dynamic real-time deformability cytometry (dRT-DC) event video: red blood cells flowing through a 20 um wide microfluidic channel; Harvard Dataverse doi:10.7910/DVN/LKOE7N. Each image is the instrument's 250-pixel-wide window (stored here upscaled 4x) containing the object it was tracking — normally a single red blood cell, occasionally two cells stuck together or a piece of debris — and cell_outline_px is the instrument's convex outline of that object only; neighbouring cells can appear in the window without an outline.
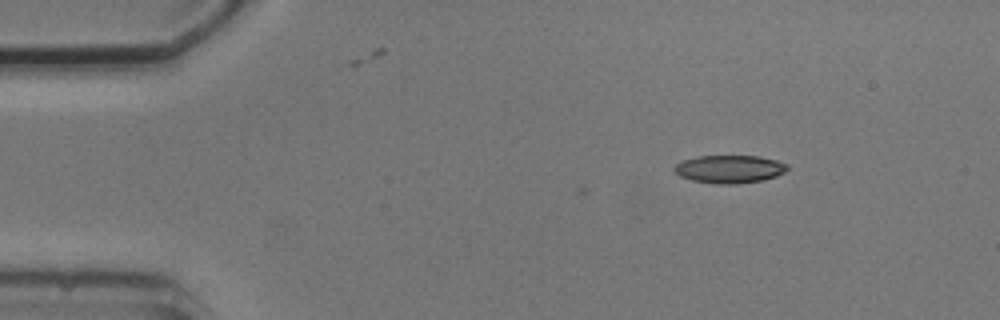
{"species": "common noctule bat (a hibernating species)", "species_latin": "Nyctalus noctula", "temperature_condition": "cold", "stored_images_in_passage": 2, "camera_frame_rate_fps": 3000, "um_per_image_px": 0.085, "animal": {"sex": "male", "body_mass_g": 20.5, "forearm_length_mm": 52.5}, "frame": {"image": 1, "passage_image": 2, "time_ms": 1.333, "image_size_px": [1000, 320], "cell_outline_px": [[788, 168], [784, 172], [776, 176], [764, 180], [732, 184], [720, 184], [692, 180], [680, 176], [672, 168], [680, 160], [696, 156], [760, 156], [776, 160], [788, 164]], "centroid_in_image_um": [61.99, 14.36], "position_along_channel_um": 23.0, "area_um2": 18.44}}